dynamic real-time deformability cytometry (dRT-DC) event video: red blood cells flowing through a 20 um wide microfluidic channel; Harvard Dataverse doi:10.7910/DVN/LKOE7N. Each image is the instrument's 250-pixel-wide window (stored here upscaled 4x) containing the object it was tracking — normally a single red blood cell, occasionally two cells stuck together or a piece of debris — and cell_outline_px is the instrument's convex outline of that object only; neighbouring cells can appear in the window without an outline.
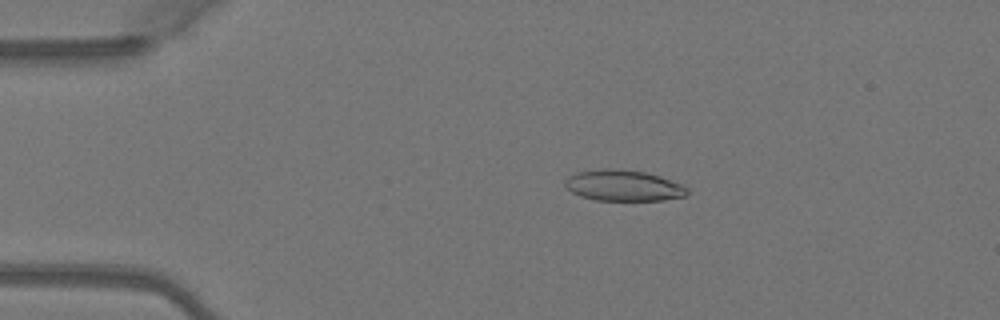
{"species": "Egyptian fruit bat (a non-hibernating species)", "species_latin": "Rousettus aegyptiacus", "temperature_condition": "warm", "stored_images_in_passage": 50, "camera_frame_rate_fps": 3000, "um_per_image_px": 0.085, "animal": {"sex": "female"}, "frame": {"image": 1, "passage_image": 10, "time_ms": 3.0, "image_size_px": [1000, 320], "cell_outline_px": [[688, 192], [684, 196], [664, 200], [596, 200], [580, 196], [572, 192], [564, 184], [564, 180], [568, 176], [576, 172], [604, 168], [608, 168], [644, 172], [660, 176], [680, 184], [688, 188]], "centroid_in_image_um": [52.96, 15.77], "position_along_channel_um": 32.0, "area_um2": 21.91}}
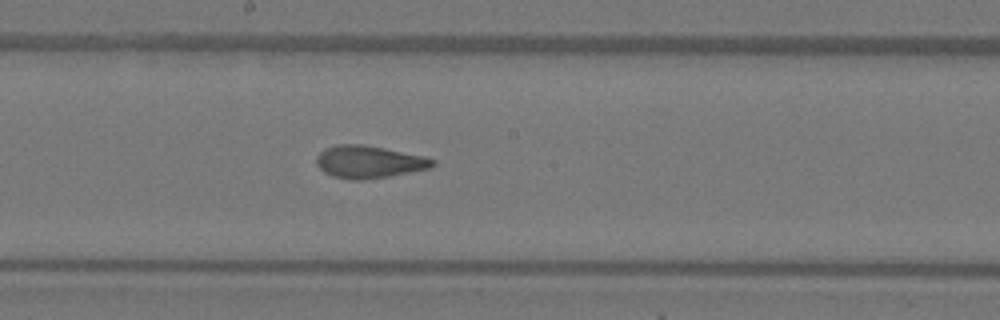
{"frame": {"image": 2, "passage_image": 27, "time_ms": 8.667, "image_size_px": [1000, 320], "cell_outline_px": [[436, 164], [428, 168], [388, 176], [356, 180], [348, 180], [332, 176], [324, 172], [316, 164], [316, 156], [324, 148], [336, 144], [364, 144], [424, 156], [436, 160]], "centroid_in_image_um": [31.31, 13.75], "position_along_channel_um": 216.9, "area_um2": 21.91}}
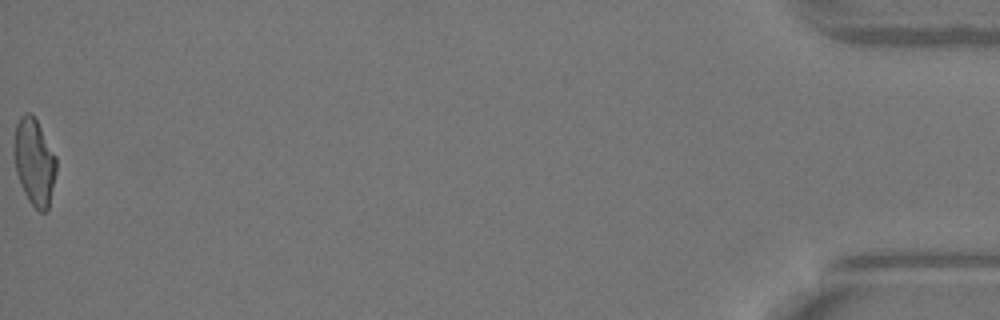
{"frame": {"image": 3, "passage_image": 50, "time_ms": 16.333, "image_size_px": [1000, 320], "cell_outline_px": [[56, 172], [48, 212], [40, 212], [28, 200], [20, 184], [16, 172], [12, 152], [16, 124], [20, 116], [24, 112], [32, 112], [56, 156]], "centroid_in_image_um": [2.9, 13.75], "position_along_channel_um": 432.3, "area_um2": 21.68}, "authors_computed_cell_mechanics": {"area_um2": 21.8195, "velocity_mm_per_s": 4.1124, "shape_relaxation_time_tau1_ms": 6.798, "shape_relaxation_time_tau2_ms": 1.4587, "deformation_change_tau1": 0.2149, "deformation_change_tau2": 0.0897}}